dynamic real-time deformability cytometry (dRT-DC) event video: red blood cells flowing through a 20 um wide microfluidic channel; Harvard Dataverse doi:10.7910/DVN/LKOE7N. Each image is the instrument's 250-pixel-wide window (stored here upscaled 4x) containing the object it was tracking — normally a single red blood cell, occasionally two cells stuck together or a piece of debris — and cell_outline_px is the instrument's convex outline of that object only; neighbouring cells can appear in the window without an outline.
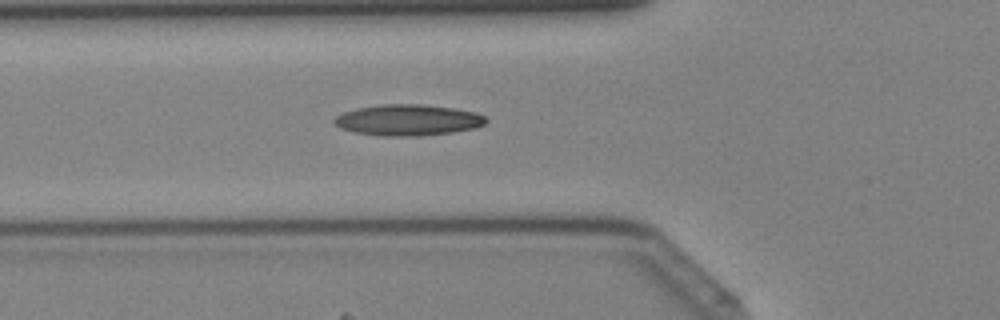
{"species": "Egyptian fruit bat (a non-hibernating species)", "species_latin": "Rousettus aegyptiacus", "temperature_condition": "cold", "stored_images_in_passage": 42, "camera_frame_rate_fps": 3000, "um_per_image_px": 0.085, "animal": {"sex": "female"}, "frame": {"image": 1, "passage_image": 15, "time_ms": 4.667, "image_size_px": [1000, 320], "cell_outline_px": [[488, 120], [484, 124], [476, 128], [452, 132], [416, 136], [380, 136], [356, 132], [340, 128], [332, 120], [336, 116], [344, 112], [356, 108], [380, 104], [420, 104], [452, 108], [476, 112], [484, 116]], "centroid_in_image_um": [34.67, 10.2], "position_along_channel_um": 91.1, "area_um2": 27.46}}
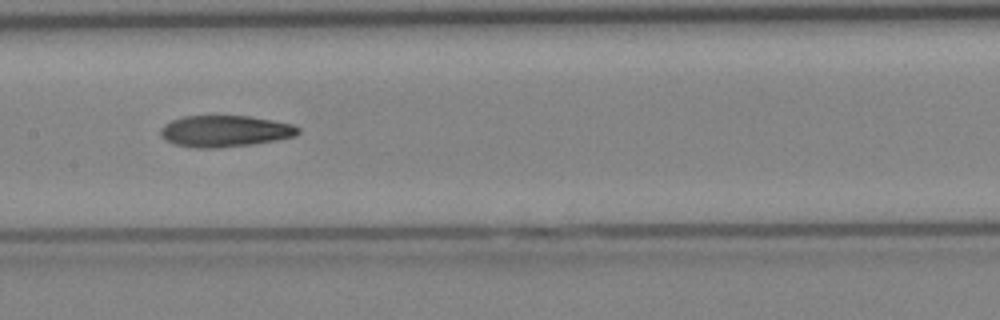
{"frame": {"image": 2, "passage_image": 21, "time_ms": 6.667, "image_size_px": [1000, 320], "cell_outline_px": [[300, 132], [296, 136], [276, 140], [252, 144], [220, 148], [196, 148], [176, 144], [160, 136], [160, 128], [164, 124], [172, 120], [184, 116], [248, 116], [272, 120], [292, 124], [300, 128]], "centroid_in_image_um": [19.13, 11.15], "position_along_channel_um": 188.3, "area_um2": 25.2}}
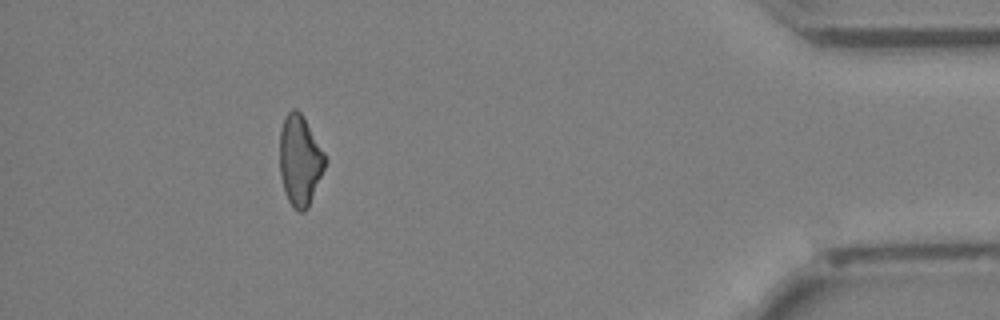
{"frame": {"image": 3, "passage_image": 38, "time_ms": 12.333, "image_size_px": [1000, 320], "cell_outline_px": [[328, 160], [308, 208], [304, 212], [296, 212], [292, 208], [284, 192], [280, 176], [280, 132], [284, 116], [292, 108], [296, 108], [300, 112], [324, 152]], "centroid_in_image_um": [25.48, 13.67], "position_along_channel_um": 409.7, "area_um2": 24.1}}